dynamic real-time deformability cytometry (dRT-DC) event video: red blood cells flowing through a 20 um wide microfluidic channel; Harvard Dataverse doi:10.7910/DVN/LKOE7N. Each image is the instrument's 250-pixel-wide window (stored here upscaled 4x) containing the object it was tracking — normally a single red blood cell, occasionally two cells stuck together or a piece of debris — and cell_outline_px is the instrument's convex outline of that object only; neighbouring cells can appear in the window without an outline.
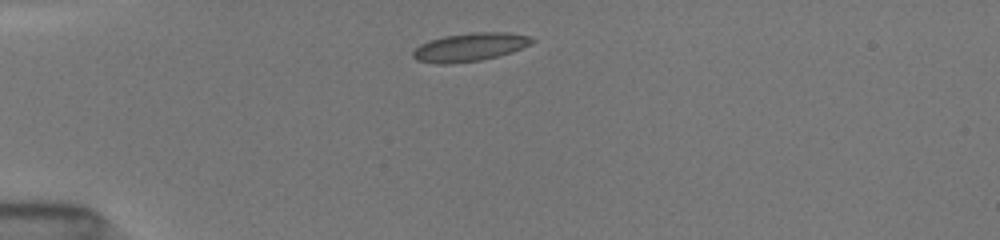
{"species": "common noctule bat (a hibernating species)", "species_latin": "Nyctalus noctula", "temperature_condition": "room temperature", "stored_images_in_passage": 3, "camera_frame_rate_fps": 3000, "um_per_image_px": 0.085, "animal": {"sex": "female", "body_mass_g": 19.5, "forearm_length_mm": 54.1}, "frame": {"image": 1, "passage_image": 1, "time_ms": 0.0, "image_size_px": [1000, 240], "cell_outline_px": [[536, 40], [512, 52], [480, 60], [452, 64], [436, 64], [416, 60], [412, 56], [412, 52], [420, 44], [444, 36], [476, 32], [508, 32], [528, 36]], "centroid_in_image_um": [39.9, 4.01], "position_along_channel_um": 45.1, "area_um2": 19.42}}
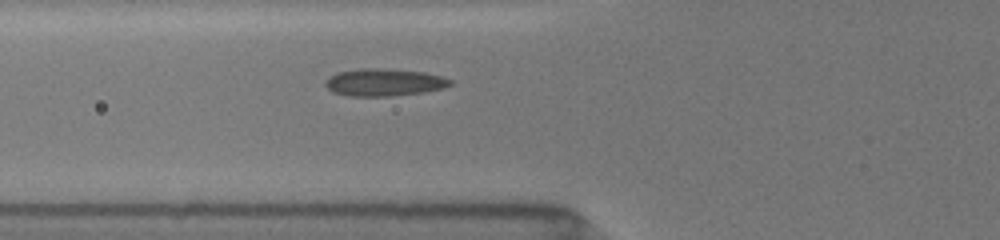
{"frame": {"image": 2, "passage_image": 3, "time_ms": 2.0, "image_size_px": [1000, 240], "cell_outline_px": [[452, 84], [444, 88], [424, 92], [388, 96], [348, 96], [332, 92], [324, 84], [328, 76], [336, 72], [360, 68], [384, 68], [424, 72], [440, 76], [452, 80]], "centroid_in_image_um": [32.61, 6.99], "position_along_channel_um": 93.2, "area_um2": 20.06}}